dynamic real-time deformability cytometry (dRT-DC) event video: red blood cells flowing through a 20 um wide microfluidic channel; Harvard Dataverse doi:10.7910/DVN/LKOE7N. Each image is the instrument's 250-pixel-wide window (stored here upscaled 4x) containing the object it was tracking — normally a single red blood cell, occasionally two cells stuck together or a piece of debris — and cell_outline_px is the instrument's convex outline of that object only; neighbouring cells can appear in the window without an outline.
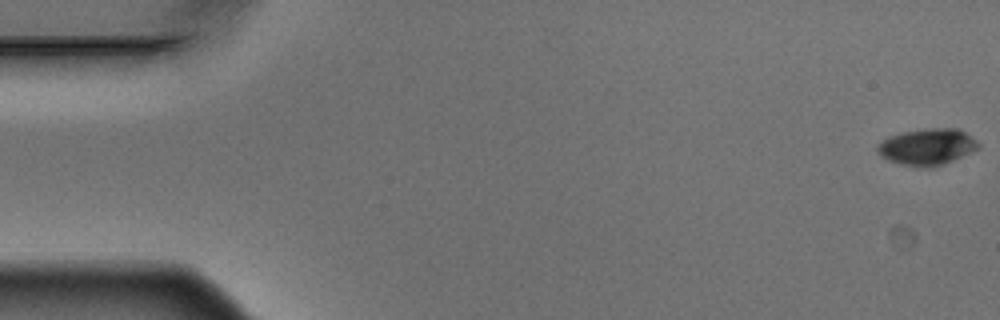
{"species": "Egyptian fruit bat (a non-hibernating species)", "species_latin": "Rousettus aegyptiacus", "temperature_condition": "warm", "stored_images_in_passage": 11, "camera_frame_rate_fps": 3000, "um_per_image_px": 0.085, "animal": {"sex": "male"}, "frame": {"image": 1, "passage_image": 1, "time_ms": 0.0, "image_size_px": [1000, 320], "cell_outline_px": [[980, 148], [944, 164], [932, 168], [924, 168], [900, 164], [888, 160], [876, 148], [888, 136], [904, 132], [928, 128], [960, 128], [976, 140], [980, 144]], "centroid_in_image_um": [78.87, 12.48], "position_along_channel_um": 6.1, "area_um2": 21.33}}
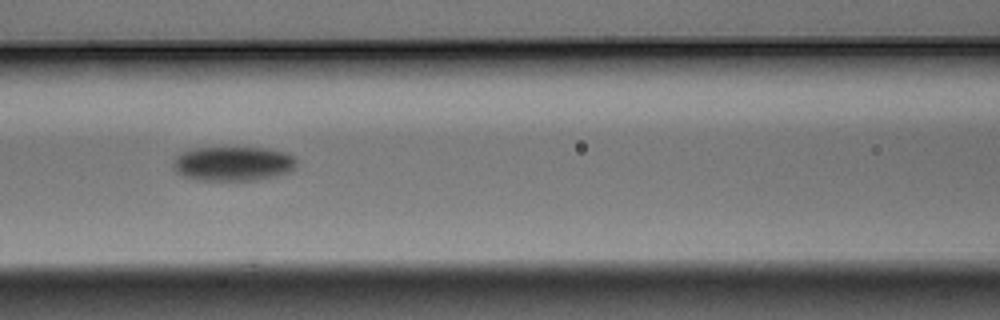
{"frame": {"image": 2, "passage_image": 7, "time_ms": 2.0, "image_size_px": [1000, 320], "cell_outline_px": [[296, 164], [288, 172], [276, 176], [256, 180], [196, 180], [184, 176], [176, 172], [172, 168], [172, 156], [188, 148], [268, 148], [288, 152], [296, 160]], "centroid_in_image_um": [19.73, 13.9], "position_along_channel_um": 146.9, "area_um2": 25.14}}
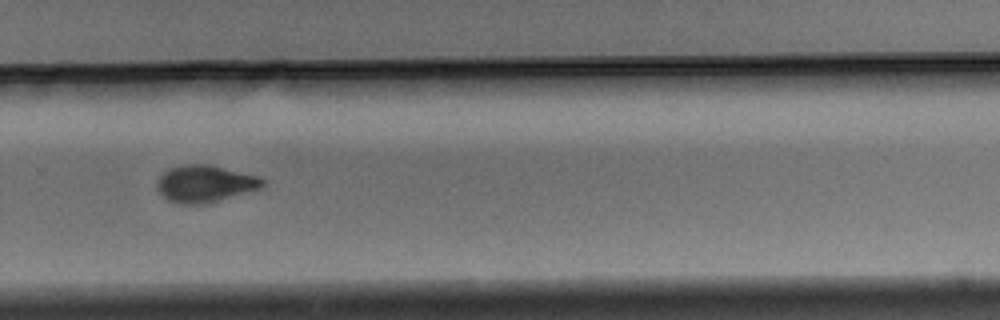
{"frame": {"image": 3, "passage_image": 11, "time_ms": 3.333, "image_size_px": [1000, 320], "cell_outline_px": [[264, 184], [260, 188], [204, 204], [180, 204], [168, 200], [156, 188], [156, 184], [160, 176], [168, 168], [184, 164], [208, 164], [260, 176], [264, 180]], "centroid_in_image_um": [17.4, 15.6], "position_along_channel_um": 312.4, "area_um2": 22.6}}